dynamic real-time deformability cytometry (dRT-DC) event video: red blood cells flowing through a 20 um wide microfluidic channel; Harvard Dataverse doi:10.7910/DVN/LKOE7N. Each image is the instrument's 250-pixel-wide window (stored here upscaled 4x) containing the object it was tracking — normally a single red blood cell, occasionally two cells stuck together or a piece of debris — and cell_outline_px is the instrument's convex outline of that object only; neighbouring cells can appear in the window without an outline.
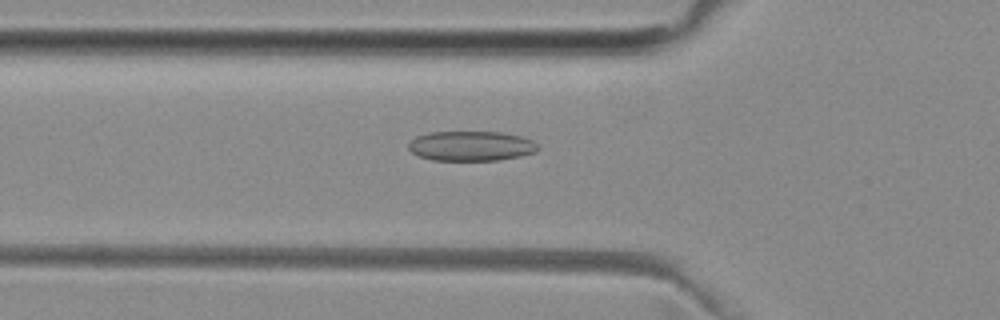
{"species": "common noctule bat (a hibernating species)", "species_latin": "Nyctalus noctula", "temperature_condition": "room temperature", "stored_images_in_passage": 48, "camera_frame_rate_fps": 3000, "um_per_image_px": 0.085, "animal": {"sex": "female", "body_mass_g": 29.2, "forearm_length_mm": 56.3}, "frame": {"image": 1, "passage_image": 13, "time_ms": 4.0, "image_size_px": [1000, 320], "cell_outline_px": [[540, 148], [536, 152], [520, 156], [496, 160], [432, 160], [416, 156], [408, 148], [408, 144], [416, 136], [428, 132], [500, 132], [520, 136], [532, 140]], "centroid_in_image_um": [40.02, 12.41], "position_along_channel_um": 85.8, "area_um2": 22.54}}
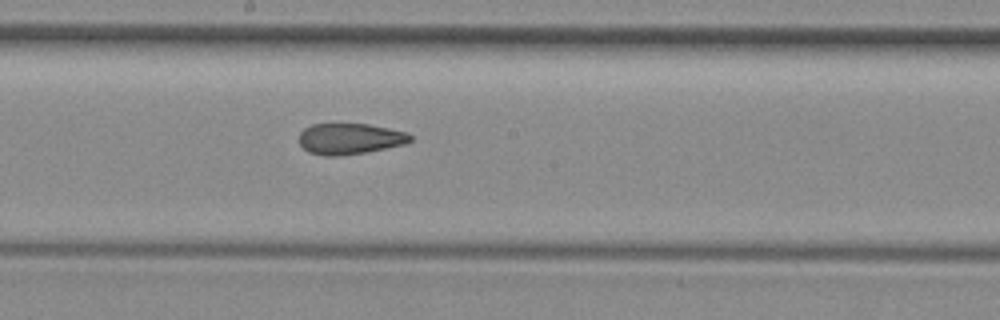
{"frame": {"image": 2, "passage_image": 23, "time_ms": 7.333, "image_size_px": [1000, 320], "cell_outline_px": [[412, 140], [404, 144], [364, 152], [336, 156], [324, 156], [308, 152], [300, 144], [300, 132], [304, 128], [312, 124], [368, 124], [408, 132], [412, 136]], "centroid_in_image_um": [29.73, 11.79], "position_along_channel_um": 218.5, "area_um2": 19.94}}
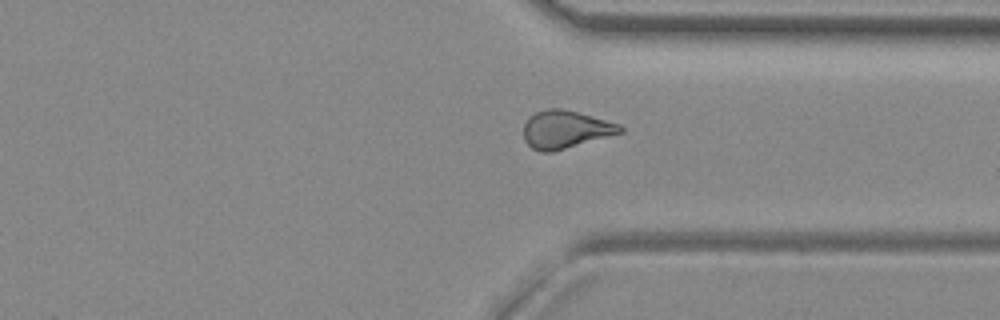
{"frame": {"image": 3, "passage_image": 34, "time_ms": 11.0, "image_size_px": [1000, 320], "cell_outline_px": [[624, 132], [552, 152], [540, 152], [532, 148], [524, 140], [524, 124], [536, 112], [548, 108], [560, 108], [592, 116], [620, 124], [624, 128]], "centroid_in_image_um": [48.08, 11.01], "position_along_channel_um": 363.3, "area_um2": 21.1}, "authors_computed_cell_mechanics": {"area_um2": 21.1259, "velocity_mm_per_s": 3.966, "shape_relaxation_time_tau1_ms": null, "shape_relaxation_time_tau2_ms": 2.4512, "deformation_change_tau1": null, "deformation_change_tau2": 0.1006}}